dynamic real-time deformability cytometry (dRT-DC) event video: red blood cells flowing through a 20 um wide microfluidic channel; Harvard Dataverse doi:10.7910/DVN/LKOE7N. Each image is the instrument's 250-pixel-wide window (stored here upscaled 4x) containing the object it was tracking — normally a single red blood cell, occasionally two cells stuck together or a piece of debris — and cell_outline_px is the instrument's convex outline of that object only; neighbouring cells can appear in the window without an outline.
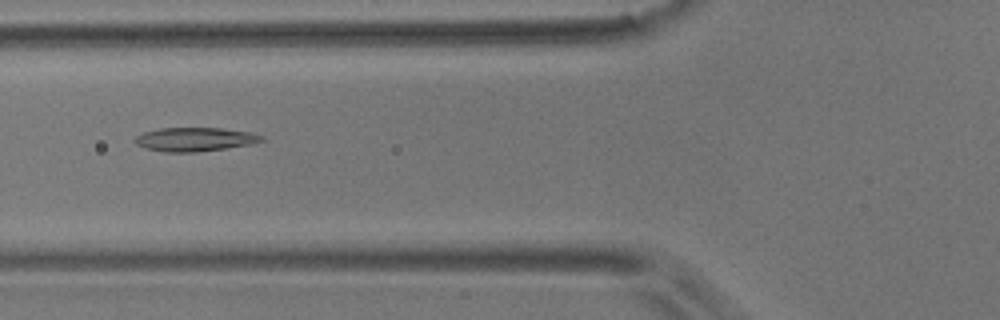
{"species": "common noctule bat (a hibernating species)", "species_latin": "Nyctalus noctula", "temperature_condition": "room temperature", "stored_images_in_passage": 7, "camera_frame_rate_fps": 3000, "um_per_image_px": 0.085, "animal": {"sex": "male", "body_mass_g": 17.9}, "frame": {"image": 1, "passage_image": 7, "time_ms": 7.0, "image_size_px": [1000, 320], "cell_outline_px": [[264, 140], [248, 144], [224, 148], [196, 152], [164, 152], [144, 148], [136, 144], [132, 140], [136, 136], [144, 132], [160, 128], [220, 128], [248, 132], [264, 136]], "centroid_in_image_um": [16.49, 11.84], "position_along_channel_um": 109.3, "area_um2": 17.4}}